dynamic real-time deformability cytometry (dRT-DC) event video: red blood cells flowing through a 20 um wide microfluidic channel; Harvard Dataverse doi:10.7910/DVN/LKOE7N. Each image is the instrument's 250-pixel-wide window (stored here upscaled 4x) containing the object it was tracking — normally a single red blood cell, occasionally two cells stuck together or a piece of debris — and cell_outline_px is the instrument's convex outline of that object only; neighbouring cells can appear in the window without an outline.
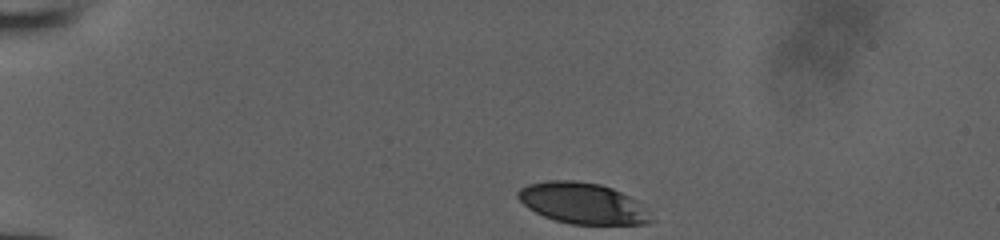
{"species": "human", "species_latin": "Homo sapiens", "temperature_condition": "room temperature", "stored_images_in_passage": 34, "camera_frame_rate_fps": 3000, "um_per_image_px": 0.085, "donor": {"sex": "male"}, "frame": {"image": 1, "passage_image": 1, "time_ms": 0.0, "image_size_px": [1000, 240], "cell_outline_px": [[656, 220], [644, 224], [568, 224], [544, 216], [528, 208], [516, 196], [516, 192], [520, 188], [528, 184], [548, 180], [576, 180], [600, 184], [612, 188], [636, 200]], "centroid_in_image_um": [49.51, 17.27], "position_along_channel_um": 35.5, "area_um2": 31.79}}
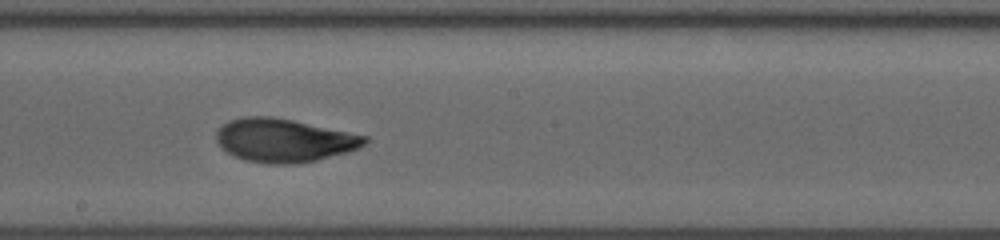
{"frame": {"image": 2, "passage_image": 20, "time_ms": 6.333, "image_size_px": [1000, 240], "cell_outline_px": [[368, 140], [360, 148], [348, 152], [316, 160], [296, 164], [268, 164], [244, 160], [232, 156], [220, 148], [216, 140], [216, 132], [228, 120], [244, 116], [268, 116], [292, 120], [368, 136]], "centroid_in_image_um": [24.11, 11.94], "position_along_channel_um": 224.1, "area_um2": 37.69}}
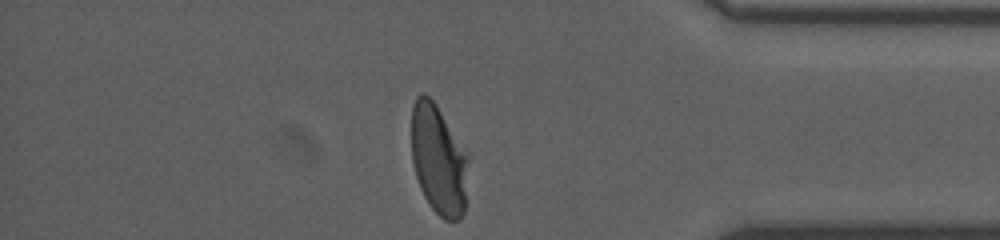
{"frame": {"image": 3, "passage_image": 34, "time_ms": 11.0, "image_size_px": [1000, 240], "cell_outline_px": [[472, 152], [464, 212], [460, 220], [444, 220], [432, 208], [424, 196], [420, 188], [412, 164], [412, 104], [416, 96], [420, 92], [424, 92], [436, 104]], "centroid_in_image_um": [37.35, 13.53], "position_along_channel_um": 397.8, "area_um2": 38.09}}